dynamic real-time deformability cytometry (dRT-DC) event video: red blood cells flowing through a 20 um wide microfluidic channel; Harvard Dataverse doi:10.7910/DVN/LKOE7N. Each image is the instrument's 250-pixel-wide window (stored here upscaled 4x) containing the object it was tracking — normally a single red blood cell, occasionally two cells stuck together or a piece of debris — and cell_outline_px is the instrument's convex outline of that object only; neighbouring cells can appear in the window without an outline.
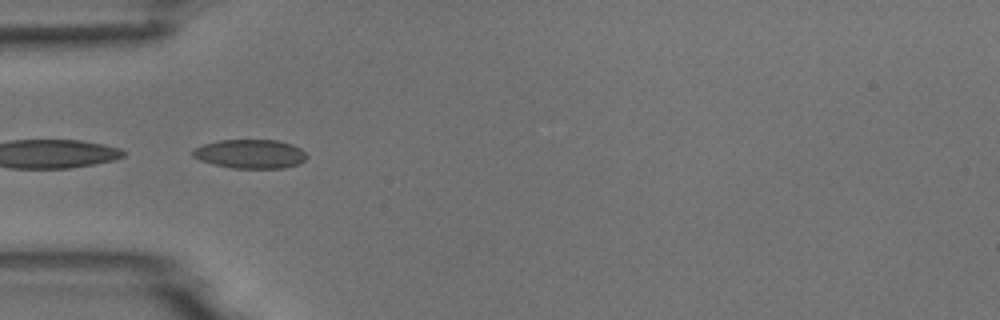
{"species": "common noctule bat (a hibernating species)", "species_latin": "Nyctalus noctula", "temperature_condition": "room temperature", "stored_images_in_passage": 4, "camera_frame_rate_fps": 3000, "um_per_image_px": 0.085, "animal": {"sex": "male", "body_mass_g": 18.8}, "frame": {"image": 1, "passage_image": 4, "time_ms": 3.333, "image_size_px": [1000, 320], "cell_outline_px": [[308, 156], [300, 164], [284, 168], [232, 168], [212, 164], [200, 160], [192, 156], [192, 152], [196, 148], [204, 144], [220, 140], [276, 140], [292, 144], [300, 148]], "centroid_in_image_um": [21.29, 13.09], "position_along_channel_um": 63.7, "area_um2": 19.25}}